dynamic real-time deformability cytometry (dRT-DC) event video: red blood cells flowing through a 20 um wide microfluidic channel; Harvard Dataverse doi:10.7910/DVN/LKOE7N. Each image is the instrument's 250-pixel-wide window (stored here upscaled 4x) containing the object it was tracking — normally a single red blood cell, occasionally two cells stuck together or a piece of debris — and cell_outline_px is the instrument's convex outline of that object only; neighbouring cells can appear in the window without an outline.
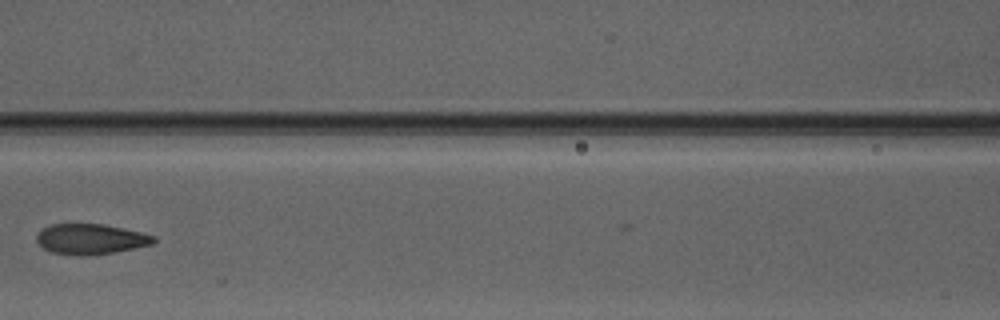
{"species": "Egyptian fruit bat (a non-hibernating species)", "species_latin": "Rousettus aegyptiacus", "temperature_condition": "warm", "stored_images_in_passage": 5, "camera_frame_rate_fps": 3000, "um_per_image_px": 0.085, "animal": {"sex": "male"}, "frame": {"image": 1, "passage_image": 5, "time_ms": 4.667, "image_size_px": [1000, 320], "cell_outline_px": [[156, 240], [152, 244], [116, 252], [88, 256], [80, 256], [52, 252], [44, 248], [36, 240], [36, 236], [48, 224], [104, 224], [140, 232], [156, 236]], "centroid_in_image_um": [7.72, 20.32], "position_along_channel_um": 158.9, "area_um2": 20.69}}